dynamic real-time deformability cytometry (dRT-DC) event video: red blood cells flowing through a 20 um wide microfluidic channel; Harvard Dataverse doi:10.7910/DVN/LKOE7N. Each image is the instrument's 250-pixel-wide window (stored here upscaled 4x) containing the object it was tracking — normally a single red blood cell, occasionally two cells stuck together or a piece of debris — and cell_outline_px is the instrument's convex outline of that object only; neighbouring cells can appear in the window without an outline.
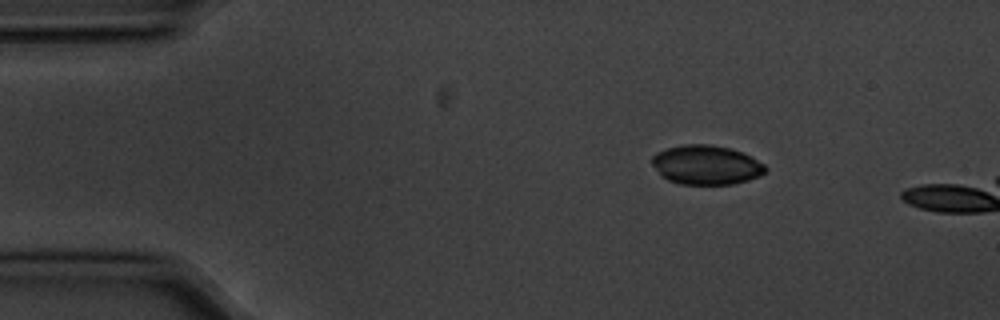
{"species": "common noctule bat (a hibernating species)", "species_latin": "Nyctalus noctula", "temperature_condition": "cold", "stored_images_in_passage": 9, "camera_frame_rate_fps": 3000, "um_per_image_px": 0.085, "animal": {"sex": "male", "body_mass_g": 20.1, "forearm_length_mm": 53.5}, "frame": {"image": 1, "passage_image": 3, "time_ms": 0.667, "image_size_px": [1000, 320], "cell_outline_px": [[768, 168], [760, 176], [748, 180], [732, 184], [680, 184], [668, 180], [660, 176], [652, 164], [652, 156], [656, 152], [668, 148], [684, 144], [708, 144], [728, 148], [752, 156], [764, 164]], "centroid_in_image_um": [60.02, 14.02], "position_along_channel_um": 25.0, "area_um2": 26.01}}